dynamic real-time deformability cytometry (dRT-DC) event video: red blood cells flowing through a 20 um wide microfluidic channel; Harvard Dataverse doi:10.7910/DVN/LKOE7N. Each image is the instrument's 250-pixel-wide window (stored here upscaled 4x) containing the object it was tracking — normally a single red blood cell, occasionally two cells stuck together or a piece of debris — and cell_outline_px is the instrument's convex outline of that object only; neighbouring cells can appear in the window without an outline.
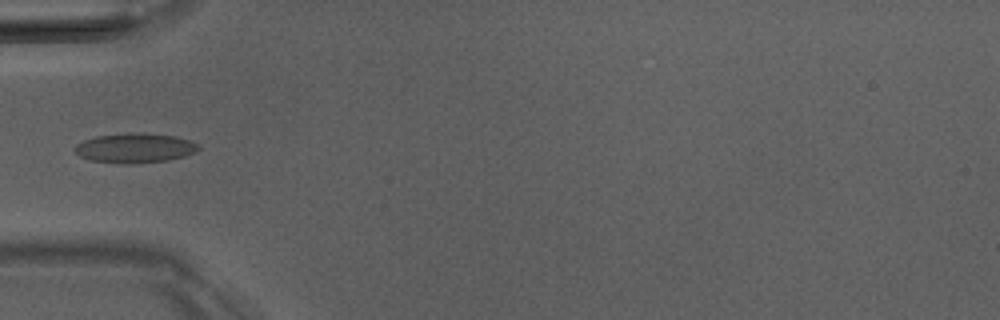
{"species": "Egyptian fruit bat (a non-hibernating species)", "species_latin": "Rousettus aegyptiacus", "temperature_condition": "room temperature", "stored_images_in_passage": 5, "camera_frame_rate_fps": 3000, "um_per_image_px": 0.085, "animal": {"sex": "male"}, "frame": {"image": 1, "passage_image": 4, "time_ms": 3.667, "image_size_px": [1000, 320], "cell_outline_px": [[200, 148], [196, 152], [184, 156], [168, 160], [132, 164], [120, 164], [92, 160], [80, 156], [72, 148], [76, 144], [84, 140], [96, 136], [136, 132], [176, 136], [200, 144]], "centroid_in_image_um": [11.47, 12.58], "position_along_channel_um": 73.5, "area_um2": 21.44}}